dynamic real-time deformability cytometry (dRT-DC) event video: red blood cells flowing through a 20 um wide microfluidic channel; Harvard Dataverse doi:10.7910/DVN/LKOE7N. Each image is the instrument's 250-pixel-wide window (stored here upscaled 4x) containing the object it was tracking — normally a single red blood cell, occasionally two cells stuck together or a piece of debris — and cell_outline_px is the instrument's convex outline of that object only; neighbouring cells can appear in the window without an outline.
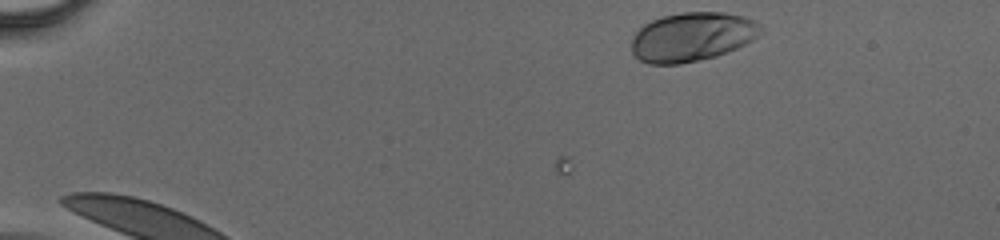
{"species": "human", "species_latin": "Homo sapiens", "temperature_condition": "cold", "stored_images_in_passage": 30, "camera_frame_rate_fps": 3000, "um_per_image_px": 0.085, "donor": {"sex": "male"}, "frame": {"image": 1, "passage_image": 1, "time_ms": 0.0, "image_size_px": [1000, 240], "cell_outline_px": [[764, 32], [752, 40], [736, 48], [716, 56], [680, 64], [648, 64], [640, 60], [632, 52], [632, 36], [644, 24], [652, 20], [664, 16], [684, 12], [724, 12], [744, 16], [756, 20], [764, 28]], "centroid_in_image_um": [58.86, 3.12], "position_along_channel_um": 26.1, "area_um2": 37.05}}
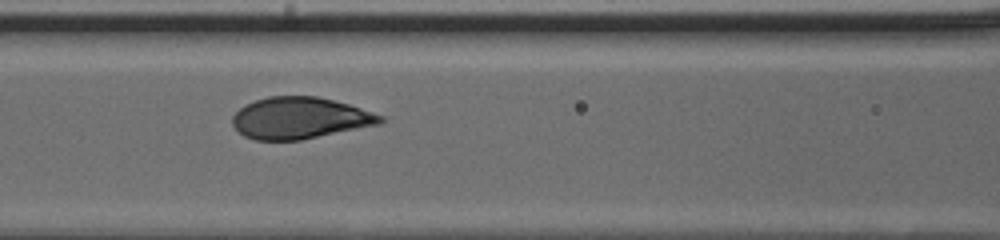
{"frame": {"image": 2, "passage_image": 16, "time_ms": 5.0, "image_size_px": [1000, 240], "cell_outline_px": [[384, 120], [380, 124], [300, 140], [256, 140], [244, 136], [232, 124], [232, 116], [244, 104], [268, 96], [316, 96], [348, 104], [384, 116]], "centroid_in_image_um": [25.47, 10.03], "position_along_channel_um": 141.1, "area_um2": 35.66}}
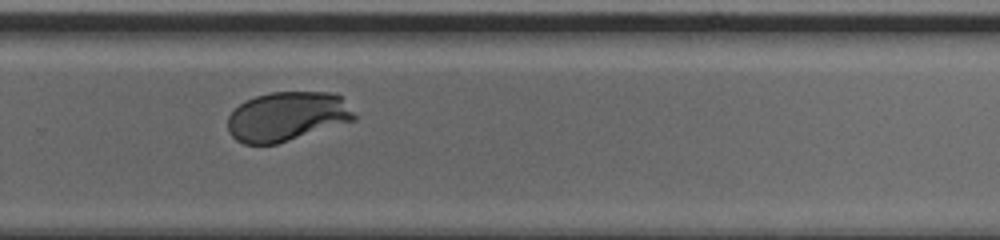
{"frame": {"image": 3, "passage_image": 27, "time_ms": 8.667, "image_size_px": [1000, 240], "cell_outline_px": [[356, 120], [276, 144], [244, 144], [236, 140], [228, 132], [228, 116], [240, 104], [256, 96], [272, 92], [332, 92], [340, 96], [356, 116]], "centroid_in_image_um": [24.39, 9.9], "position_along_channel_um": 305.4, "area_um2": 36.13}}